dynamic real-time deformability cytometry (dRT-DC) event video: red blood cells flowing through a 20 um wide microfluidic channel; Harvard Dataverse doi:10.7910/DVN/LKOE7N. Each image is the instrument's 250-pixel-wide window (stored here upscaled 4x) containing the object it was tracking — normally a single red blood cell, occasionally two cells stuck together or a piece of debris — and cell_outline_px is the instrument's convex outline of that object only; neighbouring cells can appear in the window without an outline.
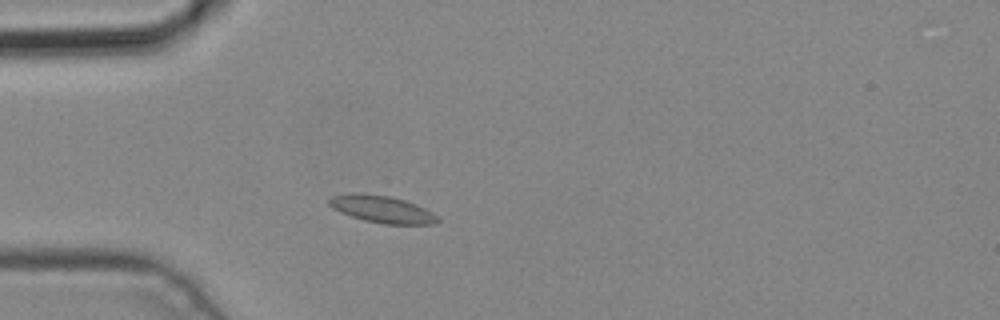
{"species": "common noctule bat (a hibernating species)", "species_latin": "Nyctalus noctula", "temperature_condition": "cold", "stored_images_in_passage": 3, "camera_frame_rate_fps": 3000, "um_per_image_px": 0.085, "animal": {"sex": "male", "body_mass_g": 19.2, "forearm_length_mm": 51.8}, "frame": {"image": 1, "passage_image": 3, "time_ms": 0.667, "image_size_px": [1000, 320], "cell_outline_px": [[440, 220], [432, 224], [384, 224], [364, 220], [340, 212], [332, 208], [328, 204], [328, 200], [332, 196], [352, 192], [388, 196], [404, 200], [416, 204], [432, 212]], "centroid_in_image_um": [32.44, 17.78], "position_along_channel_um": 52.6, "area_um2": 16.99}}